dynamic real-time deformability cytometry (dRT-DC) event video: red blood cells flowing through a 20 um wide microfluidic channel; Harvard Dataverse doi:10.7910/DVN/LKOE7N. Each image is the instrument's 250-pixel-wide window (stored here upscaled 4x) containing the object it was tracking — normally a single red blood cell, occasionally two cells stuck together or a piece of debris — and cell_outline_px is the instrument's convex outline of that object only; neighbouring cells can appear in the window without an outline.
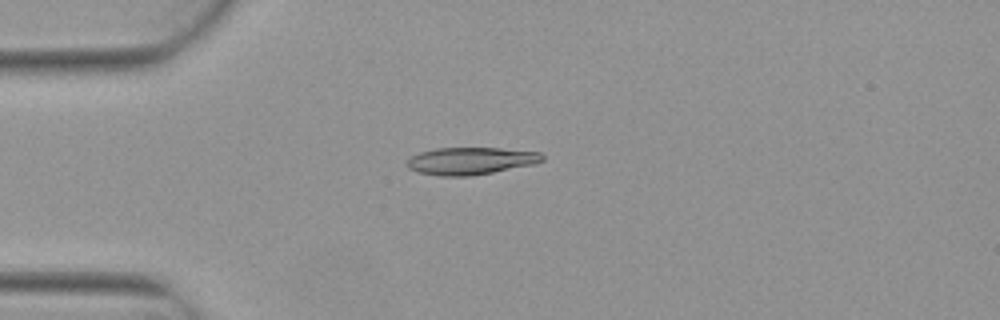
{"species": "Egyptian fruit bat (a non-hibernating species)", "species_latin": "Rousettus aegyptiacus", "temperature_condition": "warm", "stored_images_in_passage": 6, "camera_frame_rate_fps": 3000, "um_per_image_px": 0.085, "animal": {"sex": "female"}, "frame": {"image": 1, "passage_image": 4, "time_ms": 1.0, "image_size_px": [1000, 320], "cell_outline_px": [[544, 160], [536, 164], [472, 176], [440, 176], [416, 172], [408, 168], [404, 164], [412, 156], [420, 152], [436, 148], [500, 148], [540, 152], [544, 156]], "centroid_in_image_um": [40.01, 13.68], "position_along_channel_um": 45.0, "area_um2": 21.73}}
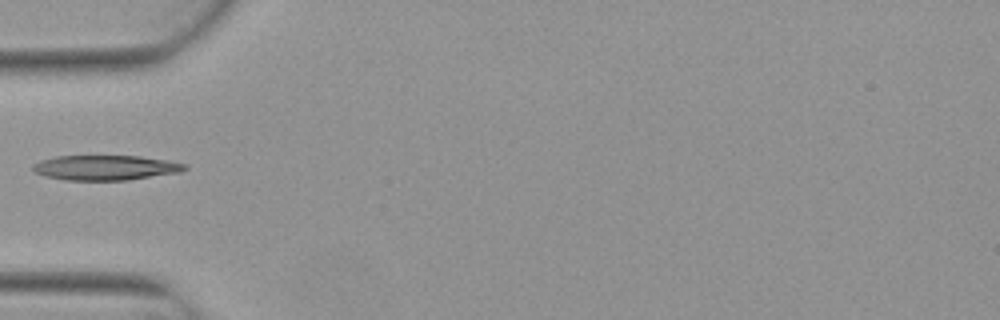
{"frame": {"image": 2, "passage_image": 5, "time_ms": 1.333, "image_size_px": [1000, 320], "cell_outline_px": [[188, 168], [180, 172], [128, 180], [64, 180], [44, 176], [36, 172], [32, 168], [32, 164], [40, 160], [56, 156], [140, 156], [168, 160], [188, 164]], "centroid_in_image_um": [8.98, 14.25], "position_along_channel_um": 76.0, "area_um2": 22.2}}
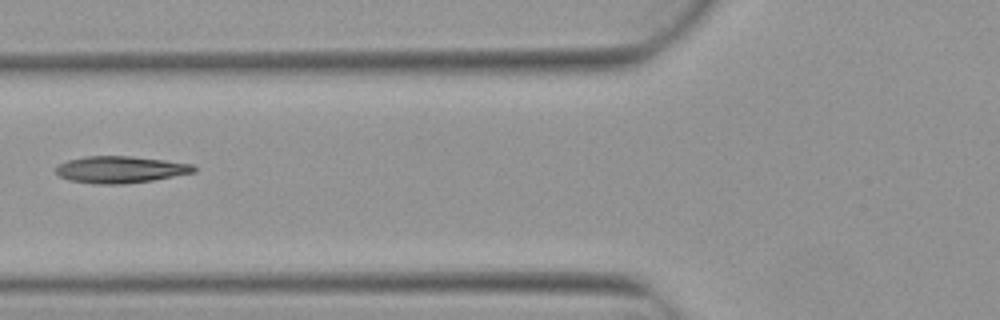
{"frame": {"image": 3, "passage_image": 6, "time_ms": 1.667, "image_size_px": [1000, 320], "cell_outline_px": [[196, 172], [152, 180], [124, 184], [92, 184], [68, 180], [60, 176], [56, 172], [56, 168], [60, 164], [68, 160], [84, 156], [132, 156], [196, 164]], "centroid_in_image_um": [10.26, 14.41], "position_along_channel_um": 115.5, "area_um2": 21.68}}